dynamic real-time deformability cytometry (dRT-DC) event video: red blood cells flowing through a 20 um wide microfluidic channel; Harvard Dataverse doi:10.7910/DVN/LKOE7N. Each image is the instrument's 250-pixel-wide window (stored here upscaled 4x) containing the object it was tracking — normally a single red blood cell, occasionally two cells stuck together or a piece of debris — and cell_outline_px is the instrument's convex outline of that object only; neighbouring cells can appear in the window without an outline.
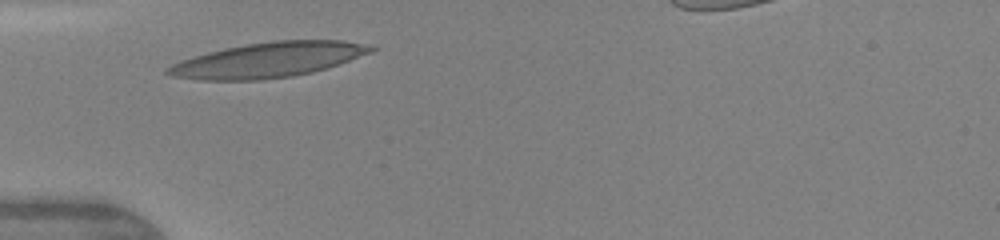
{"species": "human", "species_latin": "Homo sapiens", "temperature_condition": "warm", "stored_images_in_passage": 4, "camera_frame_rate_fps": 3000, "um_per_image_px": 0.085, "donor": {"sex": "female"}, "frame": {"image": 1, "passage_image": 1, "time_ms": 0.0, "image_size_px": [1000, 240], "cell_outline_px": [[376, 48], [372, 52], [312, 72], [292, 76], [260, 80], [200, 80], [172, 76], [164, 72], [164, 68], [180, 60], [192, 56], [224, 48], [244, 44], [276, 40], [344, 40], [372, 44]], "centroid_in_image_um": [22.76, 5.08], "position_along_channel_um": 62.2, "area_um2": 41.5}}